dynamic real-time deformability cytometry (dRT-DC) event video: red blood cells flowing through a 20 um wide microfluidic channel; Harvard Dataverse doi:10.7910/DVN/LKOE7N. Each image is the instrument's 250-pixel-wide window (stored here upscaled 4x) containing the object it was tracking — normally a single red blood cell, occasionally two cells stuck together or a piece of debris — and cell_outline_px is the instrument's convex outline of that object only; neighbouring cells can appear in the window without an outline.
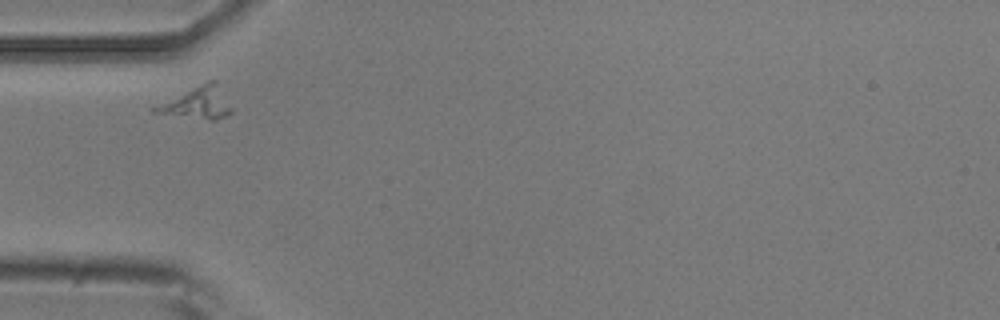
{"species": "common noctule bat (a hibernating species)", "species_latin": "Nyctalus noctula", "temperature_condition": "room temperature", "stored_images_in_passage": 33, "camera_frame_rate_fps": 3000, "um_per_image_px": 0.085, "animal": {"sex": "male", "body_mass_g": 20.5, "forearm_length_mm": 52.5}, "frame": {"image": 1, "passage_image": 1, "time_ms": 0.0, "image_size_px": [1000, 320], "cell_outline_px": [[232, 112], [228, 116], [216, 120], [208, 120], [152, 112], [152, 108], [208, 80], [216, 80], [232, 108]], "centroid_in_image_um": [16.85, 8.77], "position_along_channel_um": 68.1, "area_um2": 13.87}}
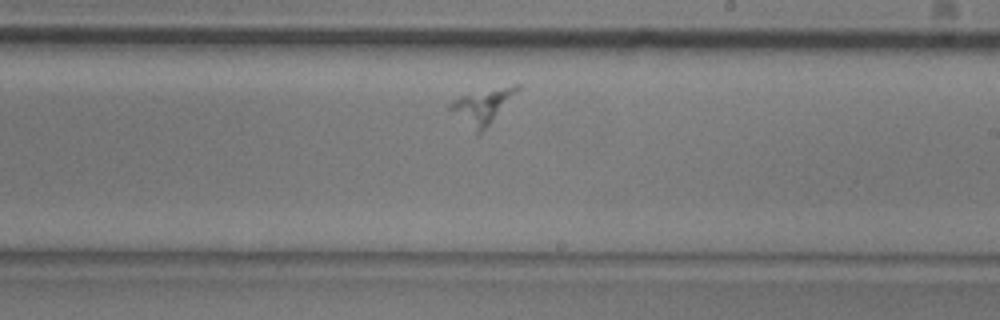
{"frame": {"image": 2, "passage_image": 17, "time_ms": 5.333, "image_size_px": [1000, 320], "cell_outline_px": [[520, 88], [488, 124], [476, 136], [448, 108], [448, 104], [460, 96], [516, 84], [520, 84]], "centroid_in_image_um": [40.94, 9.06], "position_along_channel_um": 248.1, "area_um2": 12.95}}
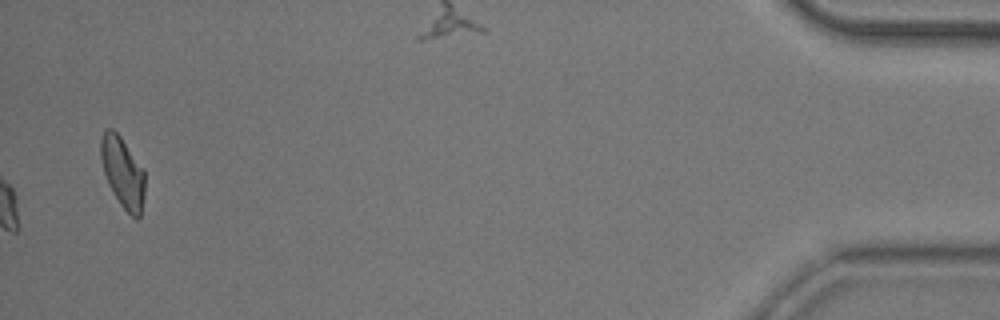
{"frame": {"image": 3, "passage_image": 33, "time_ms": 10.667, "image_size_px": [1000, 320], "cell_outline_px": [[144, 196], [140, 216], [136, 220], [120, 204], [108, 184], [100, 160], [100, 140], [104, 128], [112, 128], [120, 136], [144, 168]], "centroid_in_image_um": [10.42, 14.62], "position_along_channel_um": 424.8, "area_um2": 18.26}}